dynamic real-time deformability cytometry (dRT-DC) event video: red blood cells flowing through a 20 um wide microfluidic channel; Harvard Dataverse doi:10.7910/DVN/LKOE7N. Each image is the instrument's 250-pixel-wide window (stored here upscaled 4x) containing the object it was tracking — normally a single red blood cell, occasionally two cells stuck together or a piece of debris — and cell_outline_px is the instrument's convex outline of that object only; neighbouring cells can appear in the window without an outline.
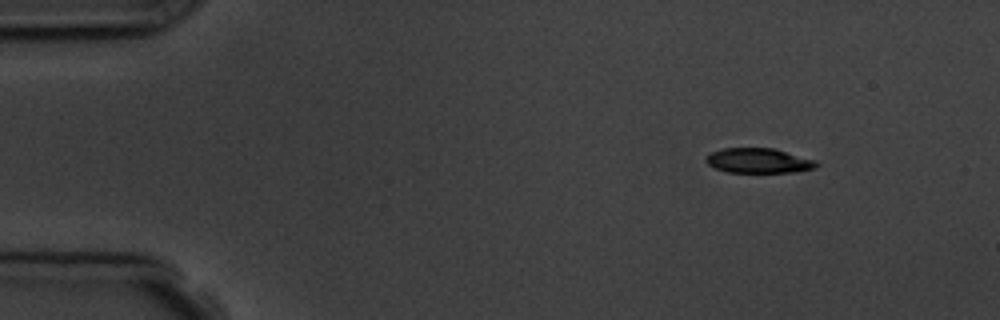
{"species": "common noctule bat (a hibernating species)", "species_latin": "Nyctalus noctula", "temperature_condition": "room temperature", "stored_images_in_passage": 3, "camera_frame_rate_fps": 3000, "um_per_image_px": 0.085, "animal": {"sex": "male", "body_mass_g": 19.5, "forearm_length_mm": 54.6}, "frame": {"image": 1, "passage_image": 1, "time_ms": 0.0, "image_size_px": [1000, 320], "cell_outline_px": [[820, 164], [816, 168], [792, 172], [728, 172], [716, 168], [708, 164], [704, 160], [704, 156], [712, 152], [724, 148], [772, 148], [816, 160]], "centroid_in_image_um": [64.47, 13.65], "position_along_channel_um": 20.5, "area_um2": 15.95}}